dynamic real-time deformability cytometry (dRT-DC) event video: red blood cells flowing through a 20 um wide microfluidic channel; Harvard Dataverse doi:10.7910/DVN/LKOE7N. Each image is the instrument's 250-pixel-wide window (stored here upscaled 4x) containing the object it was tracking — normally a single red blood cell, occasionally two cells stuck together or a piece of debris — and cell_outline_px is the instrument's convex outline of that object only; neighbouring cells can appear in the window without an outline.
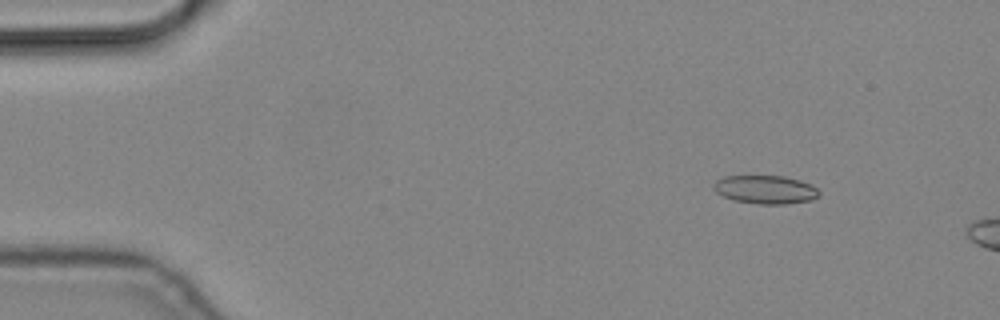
{"species": "common noctule bat (a hibernating species)", "species_latin": "Nyctalus noctula", "temperature_condition": "cold", "stored_images_in_passage": 3, "camera_frame_rate_fps": 3000, "um_per_image_px": 0.085, "animal": {"sex": "male", "body_mass_g": 19.2, "forearm_length_mm": 51.8}, "frame": {"image": 1, "passage_image": 1, "time_ms": 0.0, "image_size_px": [1000, 320], "cell_outline_px": [[820, 196], [812, 200], [788, 204], [756, 204], [736, 200], [724, 196], [716, 192], [712, 188], [712, 184], [716, 180], [724, 176], [784, 176], [800, 180], [812, 184], [820, 192]], "centroid_in_image_um": [65.08, 16.11], "position_along_channel_um": 19.9, "area_um2": 17.63}}